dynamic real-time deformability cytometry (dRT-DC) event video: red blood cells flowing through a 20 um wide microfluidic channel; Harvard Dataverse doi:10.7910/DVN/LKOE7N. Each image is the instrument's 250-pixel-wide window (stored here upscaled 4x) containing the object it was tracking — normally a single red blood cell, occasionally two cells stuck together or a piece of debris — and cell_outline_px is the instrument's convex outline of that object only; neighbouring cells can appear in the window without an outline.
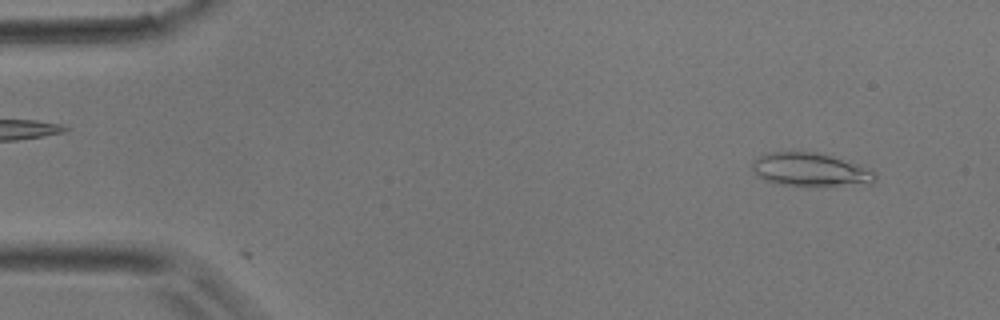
{"species": "common noctule bat (a hibernating species)", "species_latin": "Nyctalus noctula", "temperature_condition": "room temperature", "stored_images_in_passage": 4, "camera_frame_rate_fps": 3000, "um_per_image_px": 0.085, "animal": {"sex": "male", "body_mass_g": 17.9}, "frame": {"image": 1, "passage_image": 1, "time_ms": 0.0, "image_size_px": [1000, 320], "cell_outline_px": [[876, 180], [872, 184], [824, 188], [800, 188], [780, 184], [764, 180], [752, 168], [752, 164], [764, 152], [816, 152], [832, 156], [868, 168], [876, 176]], "centroid_in_image_um": [68.93, 14.49], "position_along_channel_um": 16.1, "area_um2": 24.68}}